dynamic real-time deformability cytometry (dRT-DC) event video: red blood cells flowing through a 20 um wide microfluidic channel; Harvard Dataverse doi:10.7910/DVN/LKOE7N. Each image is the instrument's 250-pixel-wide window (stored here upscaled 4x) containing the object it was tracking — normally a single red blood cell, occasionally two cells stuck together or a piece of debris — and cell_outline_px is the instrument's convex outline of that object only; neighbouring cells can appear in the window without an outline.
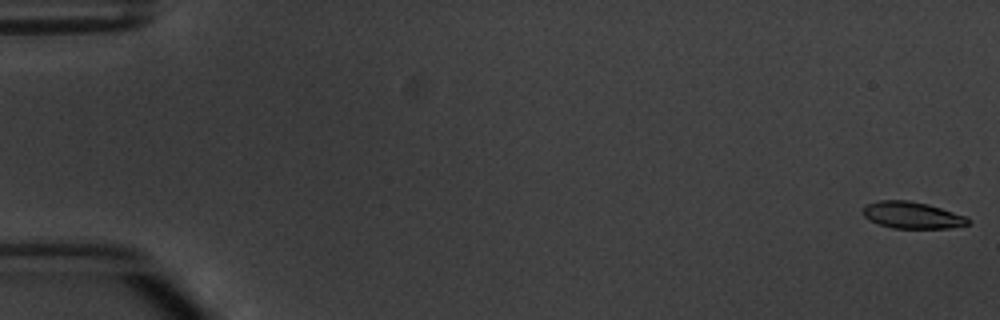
{"species": "common noctule bat (a hibernating species)", "species_latin": "Nyctalus noctula", "temperature_condition": "warm", "stored_images_in_passage": 5, "camera_frame_rate_fps": 3000, "um_per_image_px": 0.085, "animal": {"sex": "male", "body_mass_g": 20.1, "forearm_length_mm": 53.5}, "frame": {"image": 1, "passage_image": 1, "time_ms": 0.0, "image_size_px": [1000, 320], "cell_outline_px": [[968, 224], [948, 228], [892, 228], [880, 224], [864, 216], [864, 208], [868, 204], [880, 200], [908, 200], [928, 204], [968, 216]], "centroid_in_image_um": [77.57, 18.28], "position_along_channel_um": 7.4, "area_um2": 16.13}}
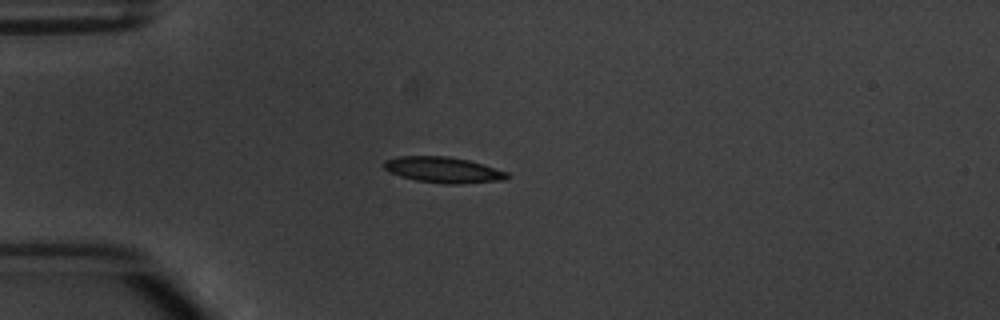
{"frame": {"image": 2, "passage_image": 5, "time_ms": 4.667, "image_size_px": [1000, 320], "cell_outline_px": [[508, 176], [504, 180], [460, 184], [444, 184], [416, 180], [400, 176], [388, 172], [384, 168], [384, 160], [400, 156], [448, 156], [468, 160], [508, 172]], "centroid_in_image_um": [37.65, 14.44], "position_along_channel_um": 47.4, "area_um2": 18.5}}